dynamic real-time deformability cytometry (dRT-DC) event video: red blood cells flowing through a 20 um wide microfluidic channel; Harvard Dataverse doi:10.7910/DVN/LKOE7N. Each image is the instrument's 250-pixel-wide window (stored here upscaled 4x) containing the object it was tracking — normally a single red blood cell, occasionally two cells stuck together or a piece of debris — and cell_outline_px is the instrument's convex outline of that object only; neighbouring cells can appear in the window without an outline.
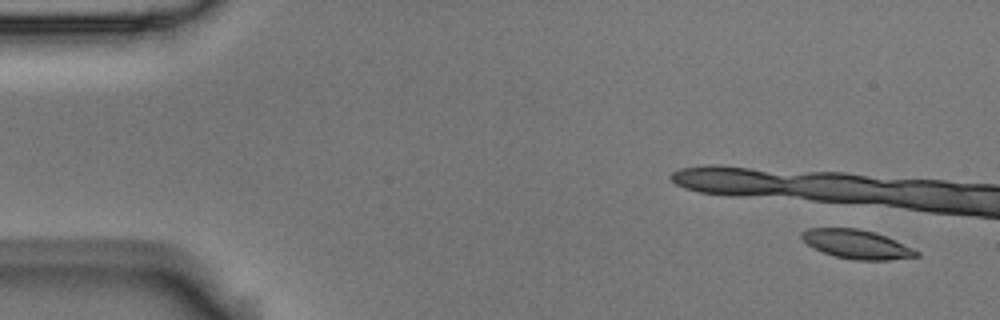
{"species": "Egyptian fruit bat (a non-hibernating species)", "species_latin": "Rousettus aegyptiacus", "temperature_condition": "room temperature", "stored_images_in_passage": 17, "camera_frame_rate_fps": 3000, "um_per_image_px": 0.085, "animal": {"sex": "male"}, "frame": {"image": 1, "passage_image": 1, "time_ms": 0.0, "image_size_px": [1000, 320], "cell_outline_px": [[920, 256], [888, 260], [856, 260], [836, 256], [812, 248], [800, 236], [800, 232], [808, 228], [860, 228], [884, 236], [912, 248], [920, 252]], "centroid_in_image_um": [72.79, 20.76], "position_along_channel_um": 12.2, "area_um2": 19.13}}
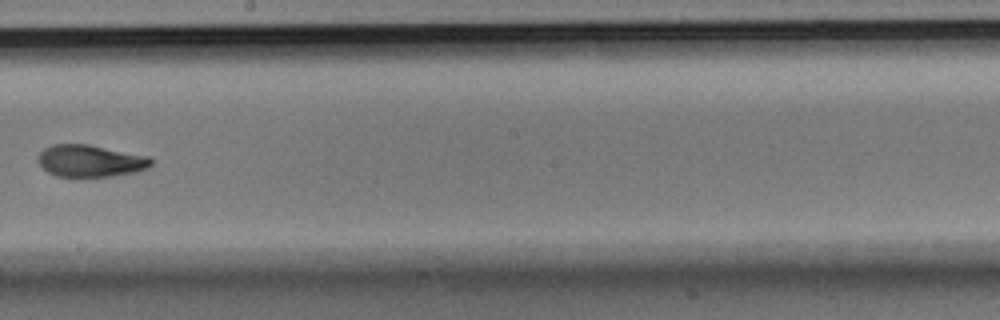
{"frame": {"image": 2, "passage_image": 10, "time_ms": 3.0, "image_size_px": [1000, 320], "cell_outline_px": [[152, 164], [148, 168], [136, 172], [112, 176], [76, 180], [56, 176], [48, 172], [36, 160], [40, 152], [44, 148], [52, 144], [88, 144], [148, 156], [152, 160]], "centroid_in_image_um": [7.64, 13.72], "position_along_channel_um": 240.6, "area_um2": 21.85}}
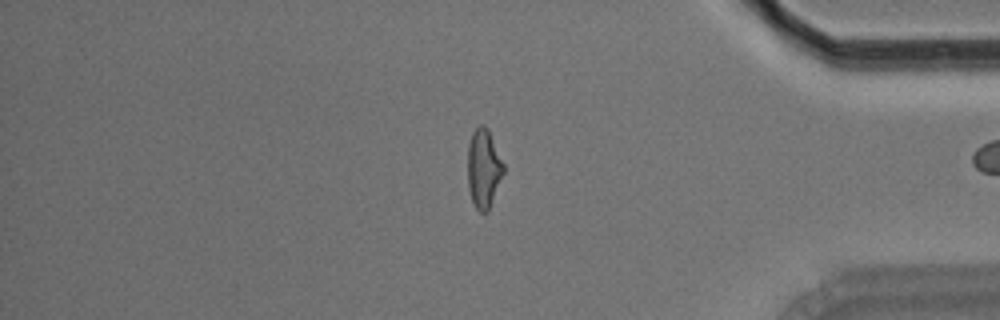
{"frame": {"image": 3, "passage_image": 17, "time_ms": 5.333, "image_size_px": [1000, 320], "cell_outline_px": [[504, 172], [488, 212], [480, 212], [476, 208], [472, 200], [468, 188], [468, 144], [472, 132], [480, 124], [484, 124], [488, 128], [504, 164]], "centroid_in_image_um": [41.11, 14.3], "position_along_channel_um": 394.1, "area_um2": 16.53}}